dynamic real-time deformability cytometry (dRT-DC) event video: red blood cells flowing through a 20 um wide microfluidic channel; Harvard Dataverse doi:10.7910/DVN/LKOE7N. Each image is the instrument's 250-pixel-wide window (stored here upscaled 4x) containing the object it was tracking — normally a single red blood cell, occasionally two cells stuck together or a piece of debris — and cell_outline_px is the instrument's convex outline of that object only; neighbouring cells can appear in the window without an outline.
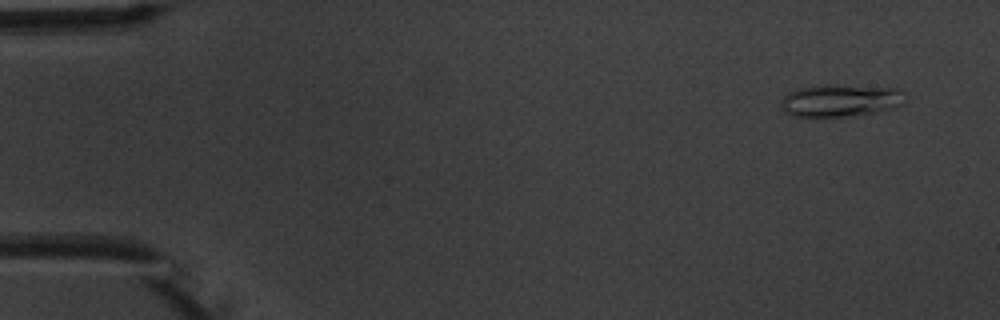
{"species": "common noctule bat (a hibernating species)", "species_latin": "Nyctalus noctula", "temperature_condition": "warm", "stored_images_in_passage": 4, "camera_frame_rate_fps": 3000, "um_per_image_px": 0.085, "animal": {"sex": "male", "body_mass_g": 20.1, "forearm_length_mm": 53.5}, "frame": {"image": 1, "passage_image": 1, "time_ms": 0.0, "image_size_px": [1000, 320], "cell_outline_px": [[904, 104], [896, 108], [872, 112], [840, 116], [792, 116], [784, 112], [780, 108], [784, 96], [788, 92], [800, 88], [828, 84], [900, 88]], "centroid_in_image_um": [71.42, 8.53], "position_along_channel_um": 13.6, "area_um2": 23.18}}